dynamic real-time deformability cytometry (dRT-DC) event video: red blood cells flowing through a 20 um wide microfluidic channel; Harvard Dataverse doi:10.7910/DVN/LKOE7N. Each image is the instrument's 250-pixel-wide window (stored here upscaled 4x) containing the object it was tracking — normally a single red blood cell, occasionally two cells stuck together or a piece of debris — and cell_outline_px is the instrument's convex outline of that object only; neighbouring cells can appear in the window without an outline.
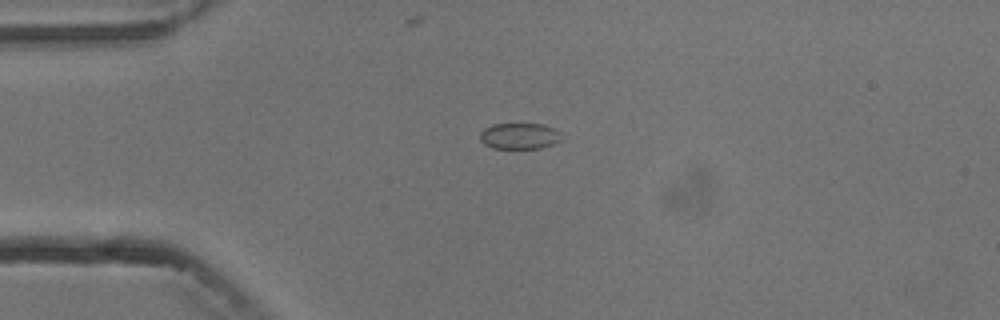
{"species": "common noctule bat (a hibernating species)", "species_latin": "Nyctalus noctula", "temperature_condition": "cold", "stored_images_in_passage": 2, "camera_frame_rate_fps": 3000, "um_per_image_px": 0.085, "animal": {"sex": "male", "body_mass_g": 13.3}, "frame": {"image": 1, "passage_image": 1, "time_ms": 0.0, "image_size_px": [1000, 320], "cell_outline_px": [[560, 140], [552, 144], [540, 148], [492, 148], [484, 144], [480, 140], [480, 132], [484, 128], [492, 124], [540, 124], [552, 128], [560, 132]], "centroid_in_image_um": [44.1, 11.56], "position_along_channel_um": 40.9, "area_um2": 12.25}}